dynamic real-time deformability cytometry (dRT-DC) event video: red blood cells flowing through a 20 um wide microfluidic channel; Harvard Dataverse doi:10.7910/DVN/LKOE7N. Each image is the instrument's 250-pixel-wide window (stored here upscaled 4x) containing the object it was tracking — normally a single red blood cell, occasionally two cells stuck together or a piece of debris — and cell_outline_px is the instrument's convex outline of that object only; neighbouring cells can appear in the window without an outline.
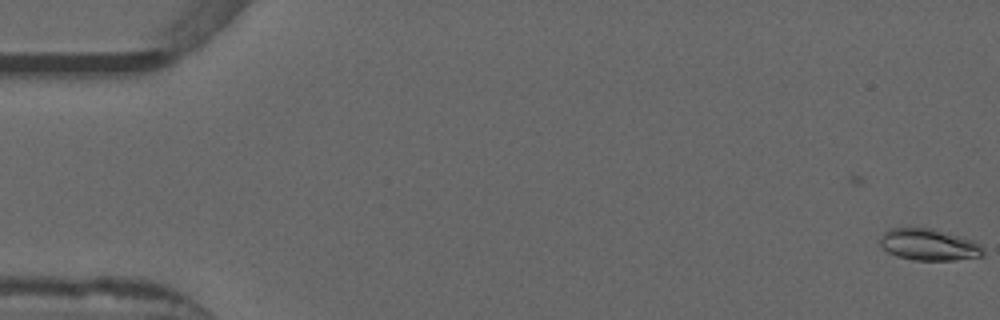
{"species": "common noctule bat (a hibernating species)", "species_latin": "Nyctalus noctula", "temperature_condition": "warm", "stored_images_in_passage": 2, "camera_frame_rate_fps": 3000, "um_per_image_px": 0.085, "animal": {"sex": "male", "forearm_length_mm": 52.5}, "frame": {"image": 1, "passage_image": 2, "time_ms": 0.333, "image_size_px": [1000, 320], "cell_outline_px": [[984, 256], [956, 260], [912, 260], [896, 256], [888, 252], [880, 244], [880, 236], [888, 228], [932, 228], [972, 240], [980, 244], [984, 248]], "centroid_in_image_um": [78.96, 20.8], "position_along_channel_um": 6.0, "area_um2": 19.07}}